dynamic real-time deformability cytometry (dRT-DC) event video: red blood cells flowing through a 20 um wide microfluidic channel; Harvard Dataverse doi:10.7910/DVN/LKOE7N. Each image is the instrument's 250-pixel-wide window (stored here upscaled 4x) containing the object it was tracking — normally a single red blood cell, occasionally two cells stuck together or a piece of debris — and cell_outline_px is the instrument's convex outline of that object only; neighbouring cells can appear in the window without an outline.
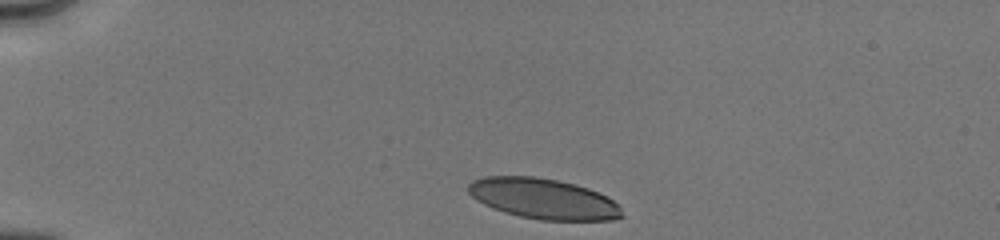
{"species": "human", "species_latin": "Homo sapiens", "temperature_condition": "cold", "stored_images_in_passage": 72, "camera_frame_rate_fps": 3000, "um_per_image_px": 0.085, "donor": {"sex": "male"}, "frame": {"image": 1, "passage_image": 1, "time_ms": 0.0, "image_size_px": [1000, 240], "cell_outline_px": [[624, 216], [612, 220], [540, 220], [520, 216], [504, 212], [492, 208], [476, 200], [468, 192], [468, 184], [472, 180], [484, 176], [536, 176], [576, 184], [588, 188], [608, 196], [620, 204]], "centroid_in_image_um": [46.21, 16.89], "position_along_channel_um": 38.8, "area_um2": 36.59}}
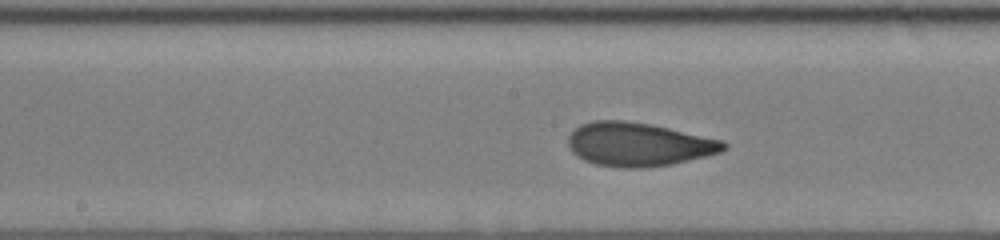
{"frame": {"image": 2, "passage_image": 45, "time_ms": 5.333, "image_size_px": [1000, 240], "cell_outline_px": [[728, 148], [720, 152], [672, 164], [640, 168], [624, 168], [596, 164], [584, 160], [576, 156], [568, 148], [568, 136], [580, 124], [592, 120], [624, 120], [652, 124], [724, 140], [728, 144]], "centroid_in_image_um": [54.26, 12.26], "position_along_channel_um": 193.9, "area_um2": 39.77}}
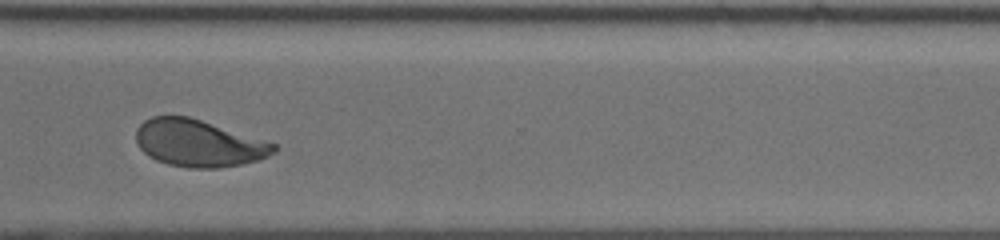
{"frame": {"image": 3, "passage_image": 71, "time_ms": 9.333, "image_size_px": [1000, 240], "cell_outline_px": [[280, 148], [276, 152], [268, 156], [256, 160], [240, 164], [216, 168], [188, 168], [168, 164], [156, 160], [148, 156], [136, 144], [136, 128], [144, 120], [152, 116], [188, 116], [276, 144]], "centroid_in_image_um": [16.85, 12.18], "position_along_channel_um": 353.8, "area_um2": 37.57}}